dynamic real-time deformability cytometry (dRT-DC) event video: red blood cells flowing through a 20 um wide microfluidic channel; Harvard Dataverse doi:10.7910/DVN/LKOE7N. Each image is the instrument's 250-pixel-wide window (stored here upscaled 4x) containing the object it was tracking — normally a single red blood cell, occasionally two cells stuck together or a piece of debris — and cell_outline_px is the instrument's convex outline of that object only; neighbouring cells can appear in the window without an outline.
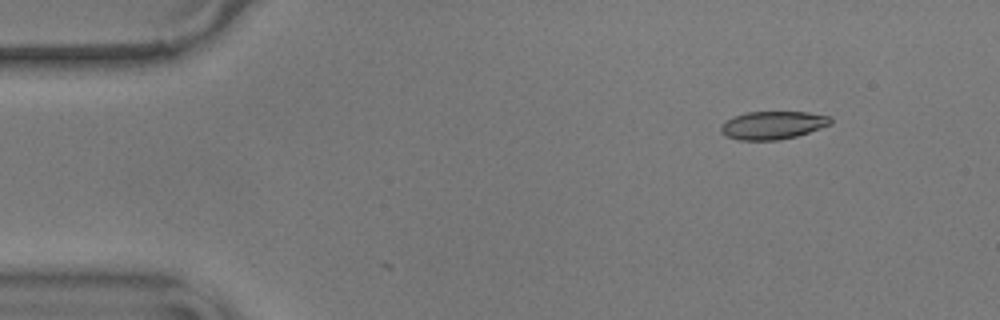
{"species": "common noctule bat (a hibernating species)", "species_latin": "Nyctalus noctula", "temperature_condition": "warm", "stored_images_in_passage": 12, "camera_frame_rate_fps": 3000, "um_per_image_px": 0.085, "animal": {"sex": "male", "body_mass_g": 17.9}, "frame": {"image": 1, "passage_image": 1, "time_ms": 0.0, "image_size_px": [1000, 320], "cell_outline_px": [[832, 124], [796, 136], [776, 140], [740, 140], [728, 136], [720, 132], [720, 128], [728, 120], [736, 116], [748, 112], [808, 112], [832, 116]], "centroid_in_image_um": [65.74, 10.63], "position_along_channel_um": 19.3, "area_um2": 17.69}}